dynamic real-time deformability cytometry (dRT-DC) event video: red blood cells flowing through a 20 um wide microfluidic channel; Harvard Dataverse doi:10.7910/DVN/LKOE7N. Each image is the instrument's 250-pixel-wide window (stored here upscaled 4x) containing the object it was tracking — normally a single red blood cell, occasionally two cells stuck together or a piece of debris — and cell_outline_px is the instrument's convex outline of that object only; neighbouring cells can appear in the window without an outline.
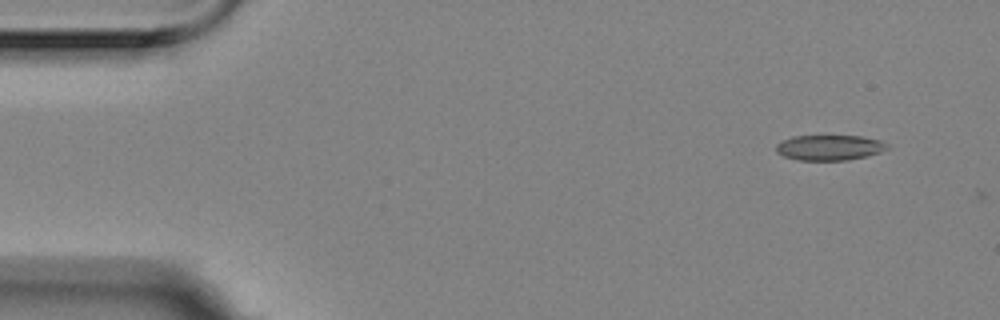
{"species": "Egyptian fruit bat (a non-hibernating species)", "species_latin": "Rousettus aegyptiacus", "temperature_condition": "room temperature", "stored_images_in_passage": 3, "camera_frame_rate_fps": 3000, "um_per_image_px": 0.085, "animal": {"sex": "female"}, "frame": {"image": 1, "passage_image": 1, "time_ms": 0.0, "image_size_px": [1000, 320], "cell_outline_px": [[888, 148], [880, 152], [868, 156], [848, 160], [796, 160], [784, 156], [776, 152], [776, 144], [780, 140], [792, 136], [860, 136], [880, 140], [888, 144]], "centroid_in_image_um": [70.48, 12.54], "position_along_channel_um": 14.5, "area_um2": 16.53}}